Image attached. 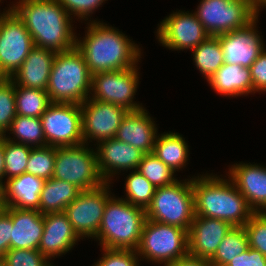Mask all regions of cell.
<instances>
[{
	"instance_id": "obj_44",
	"label": "cell",
	"mask_w": 266,
	"mask_h": 266,
	"mask_svg": "<svg viewBox=\"0 0 266 266\" xmlns=\"http://www.w3.org/2000/svg\"><path fill=\"white\" fill-rule=\"evenodd\" d=\"M166 266H212L209 259L190 255L189 253Z\"/></svg>"
},
{
	"instance_id": "obj_41",
	"label": "cell",
	"mask_w": 266,
	"mask_h": 266,
	"mask_svg": "<svg viewBox=\"0 0 266 266\" xmlns=\"http://www.w3.org/2000/svg\"><path fill=\"white\" fill-rule=\"evenodd\" d=\"M253 94L263 93L266 90V48L260 53L255 62L249 67Z\"/></svg>"
},
{
	"instance_id": "obj_38",
	"label": "cell",
	"mask_w": 266,
	"mask_h": 266,
	"mask_svg": "<svg viewBox=\"0 0 266 266\" xmlns=\"http://www.w3.org/2000/svg\"><path fill=\"white\" fill-rule=\"evenodd\" d=\"M3 258L6 266H51L53 263L38 249H9Z\"/></svg>"
},
{
	"instance_id": "obj_31",
	"label": "cell",
	"mask_w": 266,
	"mask_h": 266,
	"mask_svg": "<svg viewBox=\"0 0 266 266\" xmlns=\"http://www.w3.org/2000/svg\"><path fill=\"white\" fill-rule=\"evenodd\" d=\"M248 248V237L244 226H234L220 242L210 262L212 266H226L235 256Z\"/></svg>"
},
{
	"instance_id": "obj_22",
	"label": "cell",
	"mask_w": 266,
	"mask_h": 266,
	"mask_svg": "<svg viewBox=\"0 0 266 266\" xmlns=\"http://www.w3.org/2000/svg\"><path fill=\"white\" fill-rule=\"evenodd\" d=\"M3 210L11 217L10 249H38L44 215L36 209L4 207Z\"/></svg>"
},
{
	"instance_id": "obj_5",
	"label": "cell",
	"mask_w": 266,
	"mask_h": 266,
	"mask_svg": "<svg viewBox=\"0 0 266 266\" xmlns=\"http://www.w3.org/2000/svg\"><path fill=\"white\" fill-rule=\"evenodd\" d=\"M92 74L75 47L56 53L47 90L51 102L81 105L90 95Z\"/></svg>"
},
{
	"instance_id": "obj_39",
	"label": "cell",
	"mask_w": 266,
	"mask_h": 266,
	"mask_svg": "<svg viewBox=\"0 0 266 266\" xmlns=\"http://www.w3.org/2000/svg\"><path fill=\"white\" fill-rule=\"evenodd\" d=\"M61 6L70 14L75 20L83 23L91 21H100L95 18L91 19L96 10H99L105 1L108 0H57Z\"/></svg>"
},
{
	"instance_id": "obj_18",
	"label": "cell",
	"mask_w": 266,
	"mask_h": 266,
	"mask_svg": "<svg viewBox=\"0 0 266 266\" xmlns=\"http://www.w3.org/2000/svg\"><path fill=\"white\" fill-rule=\"evenodd\" d=\"M254 163V164H253ZM237 162L226 174L246 198L254 212H266V166L255 162Z\"/></svg>"
},
{
	"instance_id": "obj_28",
	"label": "cell",
	"mask_w": 266,
	"mask_h": 266,
	"mask_svg": "<svg viewBox=\"0 0 266 266\" xmlns=\"http://www.w3.org/2000/svg\"><path fill=\"white\" fill-rule=\"evenodd\" d=\"M193 63L206 82L224 64V54L217 36H209L191 50Z\"/></svg>"
},
{
	"instance_id": "obj_36",
	"label": "cell",
	"mask_w": 266,
	"mask_h": 266,
	"mask_svg": "<svg viewBox=\"0 0 266 266\" xmlns=\"http://www.w3.org/2000/svg\"><path fill=\"white\" fill-rule=\"evenodd\" d=\"M16 116L15 83L0 77V136L5 135Z\"/></svg>"
},
{
	"instance_id": "obj_25",
	"label": "cell",
	"mask_w": 266,
	"mask_h": 266,
	"mask_svg": "<svg viewBox=\"0 0 266 266\" xmlns=\"http://www.w3.org/2000/svg\"><path fill=\"white\" fill-rule=\"evenodd\" d=\"M207 83L215 93L223 97L253 95L250 69L239 64L224 63Z\"/></svg>"
},
{
	"instance_id": "obj_8",
	"label": "cell",
	"mask_w": 266,
	"mask_h": 266,
	"mask_svg": "<svg viewBox=\"0 0 266 266\" xmlns=\"http://www.w3.org/2000/svg\"><path fill=\"white\" fill-rule=\"evenodd\" d=\"M53 178L69 182L81 191L102 186V178L95 147L85 143L76 146L56 147Z\"/></svg>"
},
{
	"instance_id": "obj_15",
	"label": "cell",
	"mask_w": 266,
	"mask_h": 266,
	"mask_svg": "<svg viewBox=\"0 0 266 266\" xmlns=\"http://www.w3.org/2000/svg\"><path fill=\"white\" fill-rule=\"evenodd\" d=\"M128 110L112 103L87 98L81 104L82 137L84 143L96 146L103 140L115 138L117 129ZM93 143V145L91 144Z\"/></svg>"
},
{
	"instance_id": "obj_14",
	"label": "cell",
	"mask_w": 266,
	"mask_h": 266,
	"mask_svg": "<svg viewBox=\"0 0 266 266\" xmlns=\"http://www.w3.org/2000/svg\"><path fill=\"white\" fill-rule=\"evenodd\" d=\"M40 118L47 145L66 147L84 143L81 105L52 102Z\"/></svg>"
},
{
	"instance_id": "obj_26",
	"label": "cell",
	"mask_w": 266,
	"mask_h": 266,
	"mask_svg": "<svg viewBox=\"0 0 266 266\" xmlns=\"http://www.w3.org/2000/svg\"><path fill=\"white\" fill-rule=\"evenodd\" d=\"M189 145L185 141V137L178 132H164L157 135L155 140L153 153L165 165H167L175 173L183 171L189 164Z\"/></svg>"
},
{
	"instance_id": "obj_17",
	"label": "cell",
	"mask_w": 266,
	"mask_h": 266,
	"mask_svg": "<svg viewBox=\"0 0 266 266\" xmlns=\"http://www.w3.org/2000/svg\"><path fill=\"white\" fill-rule=\"evenodd\" d=\"M99 172L107 183H113L117 175L136 170L144 153L139 149L115 138L103 140L96 146Z\"/></svg>"
},
{
	"instance_id": "obj_10",
	"label": "cell",
	"mask_w": 266,
	"mask_h": 266,
	"mask_svg": "<svg viewBox=\"0 0 266 266\" xmlns=\"http://www.w3.org/2000/svg\"><path fill=\"white\" fill-rule=\"evenodd\" d=\"M139 69L137 65L93 74L89 98L119 105L128 111L144 108L142 103L134 100L141 80Z\"/></svg>"
},
{
	"instance_id": "obj_32",
	"label": "cell",
	"mask_w": 266,
	"mask_h": 266,
	"mask_svg": "<svg viewBox=\"0 0 266 266\" xmlns=\"http://www.w3.org/2000/svg\"><path fill=\"white\" fill-rule=\"evenodd\" d=\"M124 195L120 198L134 206L147 209L155 193V187L137 170L129 171L125 176ZM125 197V198H124Z\"/></svg>"
},
{
	"instance_id": "obj_48",
	"label": "cell",
	"mask_w": 266,
	"mask_h": 266,
	"mask_svg": "<svg viewBox=\"0 0 266 266\" xmlns=\"http://www.w3.org/2000/svg\"><path fill=\"white\" fill-rule=\"evenodd\" d=\"M4 209V203L3 201H0V212Z\"/></svg>"
},
{
	"instance_id": "obj_21",
	"label": "cell",
	"mask_w": 266,
	"mask_h": 266,
	"mask_svg": "<svg viewBox=\"0 0 266 266\" xmlns=\"http://www.w3.org/2000/svg\"><path fill=\"white\" fill-rule=\"evenodd\" d=\"M149 114L145 107L128 111L117 129L115 139L130 144L144 154L153 152L159 130L155 118Z\"/></svg>"
},
{
	"instance_id": "obj_16",
	"label": "cell",
	"mask_w": 266,
	"mask_h": 266,
	"mask_svg": "<svg viewBox=\"0 0 266 266\" xmlns=\"http://www.w3.org/2000/svg\"><path fill=\"white\" fill-rule=\"evenodd\" d=\"M258 19L246 27L217 36L223 49L224 63L249 68L266 48L258 29Z\"/></svg>"
},
{
	"instance_id": "obj_19",
	"label": "cell",
	"mask_w": 266,
	"mask_h": 266,
	"mask_svg": "<svg viewBox=\"0 0 266 266\" xmlns=\"http://www.w3.org/2000/svg\"><path fill=\"white\" fill-rule=\"evenodd\" d=\"M80 239L64 212L44 214V231L38 250L50 261L71 252Z\"/></svg>"
},
{
	"instance_id": "obj_2",
	"label": "cell",
	"mask_w": 266,
	"mask_h": 266,
	"mask_svg": "<svg viewBox=\"0 0 266 266\" xmlns=\"http://www.w3.org/2000/svg\"><path fill=\"white\" fill-rule=\"evenodd\" d=\"M10 3L8 6L23 21L36 47L56 53L76 47L75 20L57 0H15Z\"/></svg>"
},
{
	"instance_id": "obj_40",
	"label": "cell",
	"mask_w": 266,
	"mask_h": 266,
	"mask_svg": "<svg viewBox=\"0 0 266 266\" xmlns=\"http://www.w3.org/2000/svg\"><path fill=\"white\" fill-rule=\"evenodd\" d=\"M101 256L92 266H140L136 250L101 247Z\"/></svg>"
},
{
	"instance_id": "obj_20",
	"label": "cell",
	"mask_w": 266,
	"mask_h": 266,
	"mask_svg": "<svg viewBox=\"0 0 266 266\" xmlns=\"http://www.w3.org/2000/svg\"><path fill=\"white\" fill-rule=\"evenodd\" d=\"M232 227L224 220L195 215L188 231V253L210 260Z\"/></svg>"
},
{
	"instance_id": "obj_7",
	"label": "cell",
	"mask_w": 266,
	"mask_h": 266,
	"mask_svg": "<svg viewBox=\"0 0 266 266\" xmlns=\"http://www.w3.org/2000/svg\"><path fill=\"white\" fill-rule=\"evenodd\" d=\"M136 251L141 261L166 266L188 254V231L146 219Z\"/></svg>"
},
{
	"instance_id": "obj_27",
	"label": "cell",
	"mask_w": 266,
	"mask_h": 266,
	"mask_svg": "<svg viewBox=\"0 0 266 266\" xmlns=\"http://www.w3.org/2000/svg\"><path fill=\"white\" fill-rule=\"evenodd\" d=\"M80 193L81 190L77 186L52 177L45 180L38 211L43 215L64 212Z\"/></svg>"
},
{
	"instance_id": "obj_23",
	"label": "cell",
	"mask_w": 266,
	"mask_h": 266,
	"mask_svg": "<svg viewBox=\"0 0 266 266\" xmlns=\"http://www.w3.org/2000/svg\"><path fill=\"white\" fill-rule=\"evenodd\" d=\"M56 52L34 47L20 68L11 77L17 86L47 90V84Z\"/></svg>"
},
{
	"instance_id": "obj_47",
	"label": "cell",
	"mask_w": 266,
	"mask_h": 266,
	"mask_svg": "<svg viewBox=\"0 0 266 266\" xmlns=\"http://www.w3.org/2000/svg\"><path fill=\"white\" fill-rule=\"evenodd\" d=\"M0 266H6V263L3 257H0Z\"/></svg>"
},
{
	"instance_id": "obj_6",
	"label": "cell",
	"mask_w": 266,
	"mask_h": 266,
	"mask_svg": "<svg viewBox=\"0 0 266 266\" xmlns=\"http://www.w3.org/2000/svg\"><path fill=\"white\" fill-rule=\"evenodd\" d=\"M145 212L148 220L175 225L189 231L195 216L192 176L156 188Z\"/></svg>"
},
{
	"instance_id": "obj_43",
	"label": "cell",
	"mask_w": 266,
	"mask_h": 266,
	"mask_svg": "<svg viewBox=\"0 0 266 266\" xmlns=\"http://www.w3.org/2000/svg\"><path fill=\"white\" fill-rule=\"evenodd\" d=\"M11 217L2 210L0 212V257L10 249Z\"/></svg>"
},
{
	"instance_id": "obj_45",
	"label": "cell",
	"mask_w": 266,
	"mask_h": 266,
	"mask_svg": "<svg viewBox=\"0 0 266 266\" xmlns=\"http://www.w3.org/2000/svg\"><path fill=\"white\" fill-rule=\"evenodd\" d=\"M4 159V136H0V183L3 184Z\"/></svg>"
},
{
	"instance_id": "obj_1",
	"label": "cell",
	"mask_w": 266,
	"mask_h": 266,
	"mask_svg": "<svg viewBox=\"0 0 266 266\" xmlns=\"http://www.w3.org/2000/svg\"><path fill=\"white\" fill-rule=\"evenodd\" d=\"M85 25V36L77 35L76 48L83 54L92 75L140 65L142 48L122 30L102 20Z\"/></svg>"
},
{
	"instance_id": "obj_46",
	"label": "cell",
	"mask_w": 266,
	"mask_h": 266,
	"mask_svg": "<svg viewBox=\"0 0 266 266\" xmlns=\"http://www.w3.org/2000/svg\"><path fill=\"white\" fill-rule=\"evenodd\" d=\"M253 2V7H254V11L256 16L259 18L260 16V12L266 8V0H252Z\"/></svg>"
},
{
	"instance_id": "obj_33",
	"label": "cell",
	"mask_w": 266,
	"mask_h": 266,
	"mask_svg": "<svg viewBox=\"0 0 266 266\" xmlns=\"http://www.w3.org/2000/svg\"><path fill=\"white\" fill-rule=\"evenodd\" d=\"M136 170L155 188L173 184L178 180L176 173L157 158L153 152L143 155Z\"/></svg>"
},
{
	"instance_id": "obj_9",
	"label": "cell",
	"mask_w": 266,
	"mask_h": 266,
	"mask_svg": "<svg viewBox=\"0 0 266 266\" xmlns=\"http://www.w3.org/2000/svg\"><path fill=\"white\" fill-rule=\"evenodd\" d=\"M194 13L210 36L241 29L257 18L252 0H200Z\"/></svg>"
},
{
	"instance_id": "obj_11",
	"label": "cell",
	"mask_w": 266,
	"mask_h": 266,
	"mask_svg": "<svg viewBox=\"0 0 266 266\" xmlns=\"http://www.w3.org/2000/svg\"><path fill=\"white\" fill-rule=\"evenodd\" d=\"M35 47L23 21L8 6L0 14V77L11 78Z\"/></svg>"
},
{
	"instance_id": "obj_49",
	"label": "cell",
	"mask_w": 266,
	"mask_h": 266,
	"mask_svg": "<svg viewBox=\"0 0 266 266\" xmlns=\"http://www.w3.org/2000/svg\"><path fill=\"white\" fill-rule=\"evenodd\" d=\"M0 201H2V184L0 183Z\"/></svg>"
},
{
	"instance_id": "obj_4",
	"label": "cell",
	"mask_w": 266,
	"mask_h": 266,
	"mask_svg": "<svg viewBox=\"0 0 266 266\" xmlns=\"http://www.w3.org/2000/svg\"><path fill=\"white\" fill-rule=\"evenodd\" d=\"M115 196L107 201L100 228L93 240L108 249L137 250L146 220L145 209Z\"/></svg>"
},
{
	"instance_id": "obj_37",
	"label": "cell",
	"mask_w": 266,
	"mask_h": 266,
	"mask_svg": "<svg viewBox=\"0 0 266 266\" xmlns=\"http://www.w3.org/2000/svg\"><path fill=\"white\" fill-rule=\"evenodd\" d=\"M249 247L266 257V212H255L244 225Z\"/></svg>"
},
{
	"instance_id": "obj_29",
	"label": "cell",
	"mask_w": 266,
	"mask_h": 266,
	"mask_svg": "<svg viewBox=\"0 0 266 266\" xmlns=\"http://www.w3.org/2000/svg\"><path fill=\"white\" fill-rule=\"evenodd\" d=\"M4 137L10 141L21 143L32 148L47 146L41 125V118L37 117L17 115Z\"/></svg>"
},
{
	"instance_id": "obj_13",
	"label": "cell",
	"mask_w": 266,
	"mask_h": 266,
	"mask_svg": "<svg viewBox=\"0 0 266 266\" xmlns=\"http://www.w3.org/2000/svg\"><path fill=\"white\" fill-rule=\"evenodd\" d=\"M156 28L158 43L172 51H191L210 36L193 10L173 11Z\"/></svg>"
},
{
	"instance_id": "obj_35",
	"label": "cell",
	"mask_w": 266,
	"mask_h": 266,
	"mask_svg": "<svg viewBox=\"0 0 266 266\" xmlns=\"http://www.w3.org/2000/svg\"><path fill=\"white\" fill-rule=\"evenodd\" d=\"M56 147H35L30 151L26 173L48 180L53 177Z\"/></svg>"
},
{
	"instance_id": "obj_42",
	"label": "cell",
	"mask_w": 266,
	"mask_h": 266,
	"mask_svg": "<svg viewBox=\"0 0 266 266\" xmlns=\"http://www.w3.org/2000/svg\"><path fill=\"white\" fill-rule=\"evenodd\" d=\"M226 266H266V257L260 251L249 247L235 256Z\"/></svg>"
},
{
	"instance_id": "obj_30",
	"label": "cell",
	"mask_w": 266,
	"mask_h": 266,
	"mask_svg": "<svg viewBox=\"0 0 266 266\" xmlns=\"http://www.w3.org/2000/svg\"><path fill=\"white\" fill-rule=\"evenodd\" d=\"M15 103L17 115L40 118L52 102L45 90L15 84Z\"/></svg>"
},
{
	"instance_id": "obj_12",
	"label": "cell",
	"mask_w": 266,
	"mask_h": 266,
	"mask_svg": "<svg viewBox=\"0 0 266 266\" xmlns=\"http://www.w3.org/2000/svg\"><path fill=\"white\" fill-rule=\"evenodd\" d=\"M112 183H104L92 190H84L69 204L64 213L72 224L74 231L81 238L94 239L100 228L104 208L107 201L114 195Z\"/></svg>"
},
{
	"instance_id": "obj_24",
	"label": "cell",
	"mask_w": 266,
	"mask_h": 266,
	"mask_svg": "<svg viewBox=\"0 0 266 266\" xmlns=\"http://www.w3.org/2000/svg\"><path fill=\"white\" fill-rule=\"evenodd\" d=\"M44 183V179L28 173L6 180L2 184L4 207L38 210Z\"/></svg>"
},
{
	"instance_id": "obj_34",
	"label": "cell",
	"mask_w": 266,
	"mask_h": 266,
	"mask_svg": "<svg viewBox=\"0 0 266 266\" xmlns=\"http://www.w3.org/2000/svg\"><path fill=\"white\" fill-rule=\"evenodd\" d=\"M32 147L10 141L4 137L3 183L13 177L26 173V166Z\"/></svg>"
},
{
	"instance_id": "obj_3",
	"label": "cell",
	"mask_w": 266,
	"mask_h": 266,
	"mask_svg": "<svg viewBox=\"0 0 266 266\" xmlns=\"http://www.w3.org/2000/svg\"><path fill=\"white\" fill-rule=\"evenodd\" d=\"M195 215L244 226L255 213L246 198L226 175L203 173L192 176Z\"/></svg>"
}]
</instances>
